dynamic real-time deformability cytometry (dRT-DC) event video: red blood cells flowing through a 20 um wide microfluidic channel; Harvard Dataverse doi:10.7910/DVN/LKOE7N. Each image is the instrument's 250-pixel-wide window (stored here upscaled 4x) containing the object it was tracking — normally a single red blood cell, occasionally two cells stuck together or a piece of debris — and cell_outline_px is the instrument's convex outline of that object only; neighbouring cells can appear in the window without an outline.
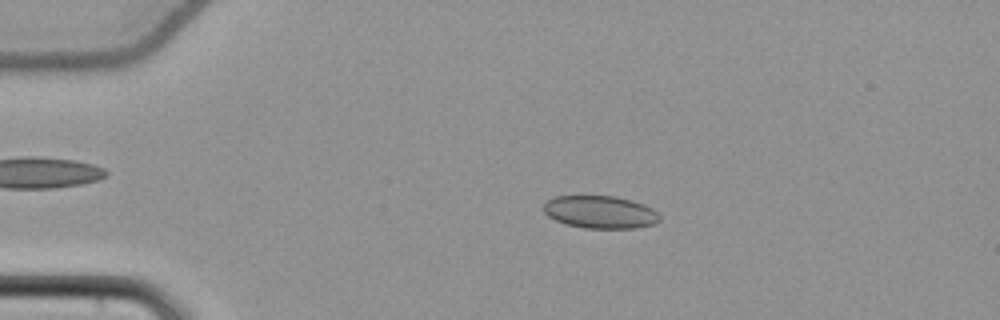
{"species": "common noctule bat (a hibernating species)", "species_latin": "Nyctalus noctula", "temperature_condition": "cold", "stored_images_in_passage": 50, "camera_frame_rate_fps": 3000, "um_per_image_px": 0.085, "animal": {"sex": "female", "body_mass_g": 22.7, "forearm_length_mm": 54.2}, "frame": {"image": 1, "passage_image": 8, "time_ms": 2.333, "image_size_px": [1000, 320], "cell_outline_px": [[660, 220], [656, 224], [636, 228], [584, 228], [564, 224], [548, 216], [544, 212], [544, 204], [552, 196], [616, 196], [632, 200], [644, 204], [652, 208], [660, 216]], "centroid_in_image_um": [51.03, 18.03], "position_along_channel_um": 34.0, "area_um2": 22.25}}
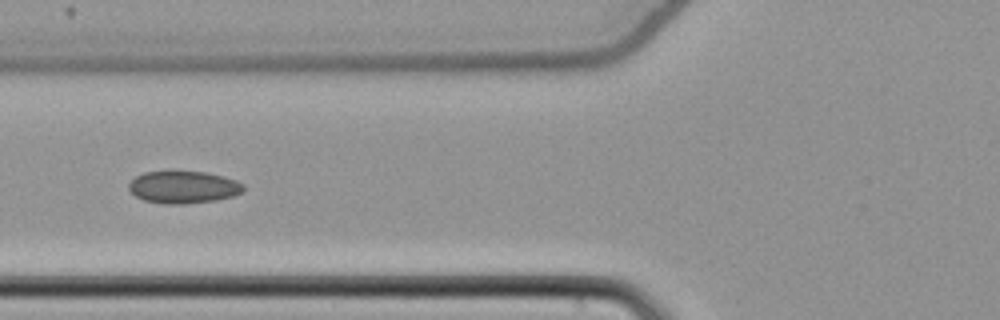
{"frame": {"image": 2, "passage_image": 18, "time_ms": 5.667, "image_size_px": [1000, 320], "cell_outline_px": [[244, 188], [240, 192], [232, 196], [216, 200], [184, 204], [168, 204], [144, 200], [136, 196], [128, 188], [128, 184], [136, 176], [144, 172], [172, 168], [176, 168], [208, 172], [224, 176], [236, 180], [244, 184]], "centroid_in_image_um": [15.57, 15.84], "position_along_channel_um": 110.2, "area_um2": 22.37}}
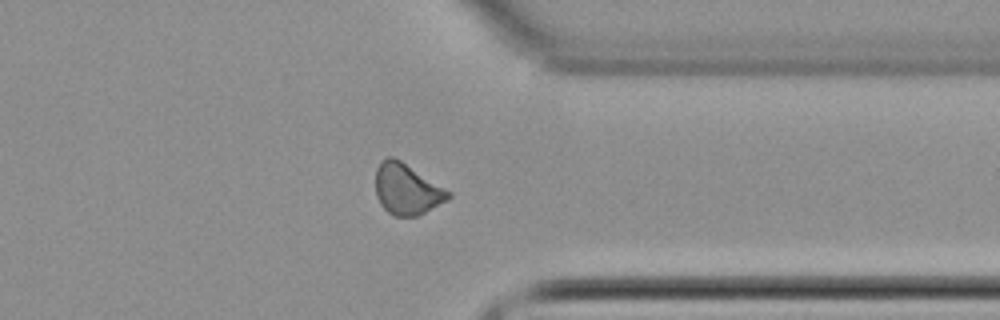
{"frame": {"image": 3, "passage_image": 39, "time_ms": 12.667, "image_size_px": [1000, 320], "cell_outline_px": [[452, 196], [448, 200], [420, 216], [392, 216], [380, 204], [376, 196], [376, 168], [380, 160], [388, 156], [392, 156], [400, 160], [452, 192]], "centroid_in_image_um": [34.59, 16.09], "position_along_channel_um": 376.8, "area_um2": 21.85}, "authors_computed_cell_mechanics": {"area_um2": 21.2993, "velocity_mm_per_s": 3.8514, "shape_relaxation_time_tau1_ms": null, "shape_relaxation_time_tau2_ms": 3.1226, "deformation_change_tau1": null, "deformation_change_tau2": 0.0731}}